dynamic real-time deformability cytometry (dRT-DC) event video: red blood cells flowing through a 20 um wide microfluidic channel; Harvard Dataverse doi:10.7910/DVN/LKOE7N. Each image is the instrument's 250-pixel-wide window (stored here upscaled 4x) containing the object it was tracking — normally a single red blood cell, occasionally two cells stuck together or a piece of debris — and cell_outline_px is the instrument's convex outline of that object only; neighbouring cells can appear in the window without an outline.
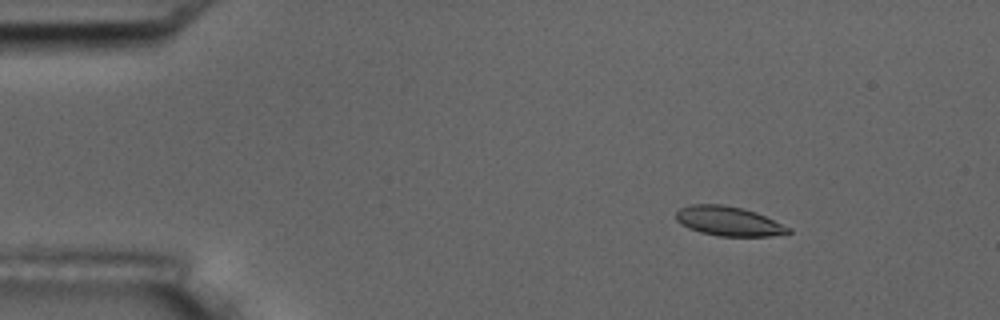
{"species": "common noctule bat (a hibernating species)", "species_latin": "Nyctalus noctula", "temperature_condition": "room temperature", "stored_images_in_passage": 6, "camera_frame_rate_fps": 3000, "um_per_image_px": 0.085, "animal": {"sex": "male", "body_mass_g": 17.5, "forearm_length_mm": 52.3}, "frame": {"image": 1, "passage_image": 3, "time_ms": 2.333, "image_size_px": [1000, 320], "cell_outline_px": [[792, 232], [772, 236], [720, 236], [700, 232], [688, 228], [676, 220], [676, 212], [680, 208], [692, 204], [724, 204], [744, 208], [756, 212], [792, 228]], "centroid_in_image_um": [61.95, 18.79], "position_along_channel_um": 23.1, "area_um2": 19.36}}
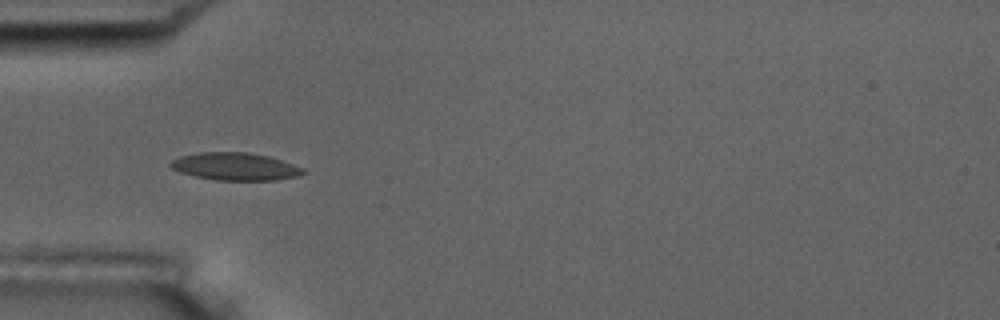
{"frame": {"image": 2, "passage_image": 5, "time_ms": 5.667, "image_size_px": [1000, 320], "cell_outline_px": [[308, 172], [300, 176], [276, 180], [216, 180], [196, 176], [180, 172], [172, 168], [168, 164], [172, 160], [180, 156], [200, 152], [248, 152], [268, 156], [304, 168]], "centroid_in_image_um": [20.02, 14.15], "position_along_channel_um": 65.0, "area_um2": 21.33}}